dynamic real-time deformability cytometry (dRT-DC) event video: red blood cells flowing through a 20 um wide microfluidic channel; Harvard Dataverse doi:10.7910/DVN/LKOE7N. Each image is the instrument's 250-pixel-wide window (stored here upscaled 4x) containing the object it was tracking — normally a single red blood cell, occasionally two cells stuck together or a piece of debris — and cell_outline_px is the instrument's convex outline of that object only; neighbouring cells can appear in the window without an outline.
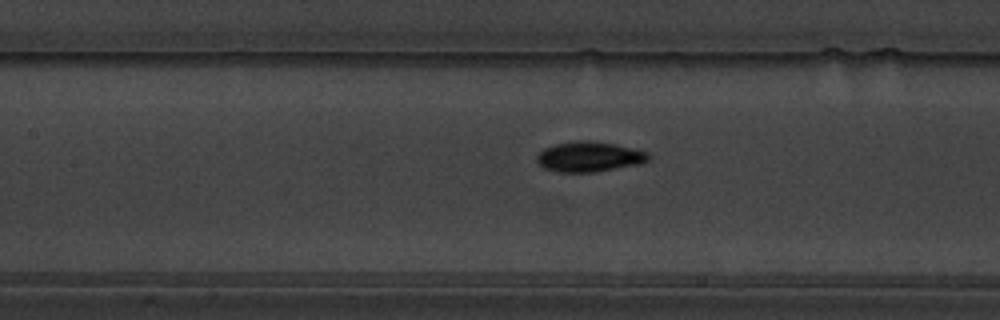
{"species": "common noctule bat (a hibernating species)", "species_latin": "Nyctalus noctula", "temperature_condition": "warm", "stored_images_in_passage": 40, "camera_frame_rate_fps": 3000, "um_per_image_px": 0.085, "animal": {"sex": "male", "body_mass_g": 19.5, "forearm_length_mm": 54.6}, "frame": {"image": 1, "passage_image": 9, "time_ms": 2.667, "image_size_px": [1000, 320], "cell_outline_px": [[652, 156], [644, 164], [596, 172], [556, 172], [544, 168], [536, 160], [536, 156], [544, 148], [556, 144], [576, 140], [592, 140], [616, 144], [648, 152]], "centroid_in_image_um": [50.13, 13.32], "position_along_channel_um": 157.3, "area_um2": 20.0}}
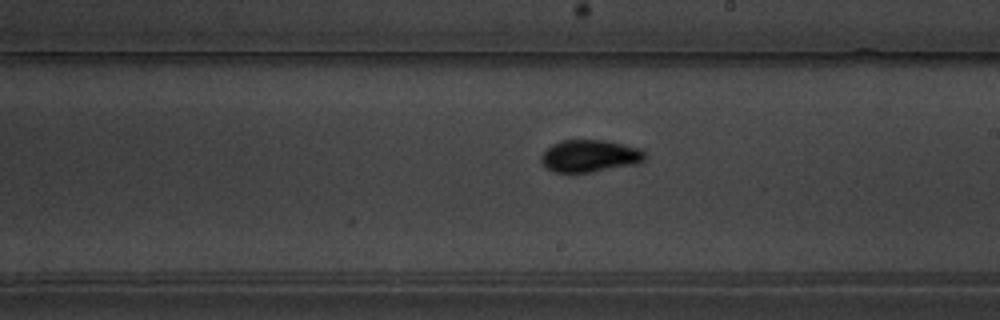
{"frame": {"image": 2, "passage_image": 16, "time_ms": 5.0, "image_size_px": [1000, 320], "cell_outline_px": [[648, 156], [644, 160], [636, 164], [592, 172], [552, 172], [544, 168], [540, 160], [540, 156], [552, 144], [564, 140], [608, 140], [640, 148]], "centroid_in_image_um": [50.13, 13.26], "position_along_channel_um": 238.9, "area_um2": 19.71}}
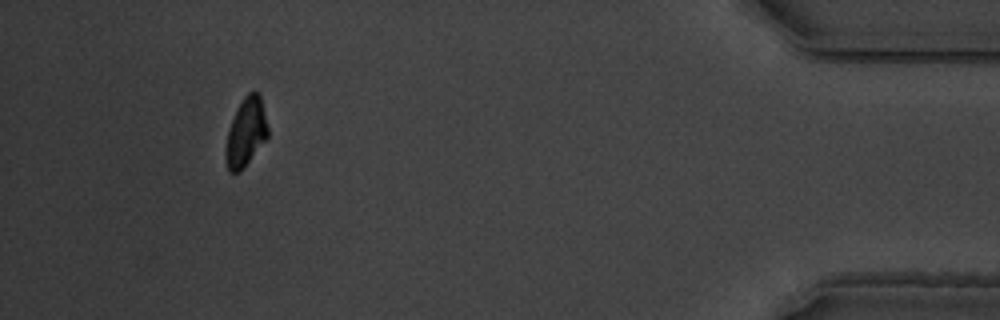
{"frame": {"image": 3, "passage_image": 36, "time_ms": 11.667, "image_size_px": [1000, 320], "cell_outline_px": [[268, 136], [244, 168], [240, 172], [228, 172], [224, 156], [224, 152], [228, 132], [236, 108], [244, 96], [248, 92], [260, 92], [268, 128]], "centroid_in_image_um": [20.89, 11.25], "position_along_channel_um": 414.3, "area_um2": 16.94}, "authors_computed_cell_mechanics": {"area_um2": 18.6116, "velocity_mm_per_s": 3.5057, "shape_relaxation_time_tau1_ms": 2.341, "shape_relaxation_time_tau2_ms": 2.2753, "deformation_change_tau1": 0.1298, "deformation_change_tau2": 0.0636}}